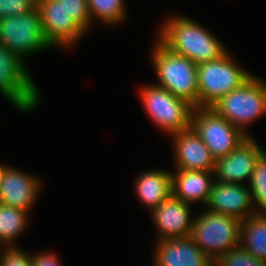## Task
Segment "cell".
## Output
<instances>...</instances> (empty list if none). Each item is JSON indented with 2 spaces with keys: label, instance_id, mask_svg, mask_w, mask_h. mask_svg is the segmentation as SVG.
Instances as JSON below:
<instances>
[{
  "label": "cell",
  "instance_id": "6da1fadb",
  "mask_svg": "<svg viewBox=\"0 0 266 266\" xmlns=\"http://www.w3.org/2000/svg\"><path fill=\"white\" fill-rule=\"evenodd\" d=\"M161 27L158 40L197 65L217 59L227 51L211 32L186 16L169 17Z\"/></svg>",
  "mask_w": 266,
  "mask_h": 266
},
{
  "label": "cell",
  "instance_id": "7a4b0ae2",
  "mask_svg": "<svg viewBox=\"0 0 266 266\" xmlns=\"http://www.w3.org/2000/svg\"><path fill=\"white\" fill-rule=\"evenodd\" d=\"M155 44L152 63L159 80L157 86L198 107L197 64L172 52L159 40Z\"/></svg>",
  "mask_w": 266,
  "mask_h": 266
},
{
  "label": "cell",
  "instance_id": "3957f363",
  "mask_svg": "<svg viewBox=\"0 0 266 266\" xmlns=\"http://www.w3.org/2000/svg\"><path fill=\"white\" fill-rule=\"evenodd\" d=\"M252 76L236 66L228 51L217 59L198 64V107H211Z\"/></svg>",
  "mask_w": 266,
  "mask_h": 266
},
{
  "label": "cell",
  "instance_id": "277c9868",
  "mask_svg": "<svg viewBox=\"0 0 266 266\" xmlns=\"http://www.w3.org/2000/svg\"><path fill=\"white\" fill-rule=\"evenodd\" d=\"M241 220L206 209L193 219L190 237L212 261L240 245Z\"/></svg>",
  "mask_w": 266,
  "mask_h": 266
},
{
  "label": "cell",
  "instance_id": "5b68a950",
  "mask_svg": "<svg viewBox=\"0 0 266 266\" xmlns=\"http://www.w3.org/2000/svg\"><path fill=\"white\" fill-rule=\"evenodd\" d=\"M211 108L248 136L246 125L266 112V84L252 76L241 87L221 97Z\"/></svg>",
  "mask_w": 266,
  "mask_h": 266
},
{
  "label": "cell",
  "instance_id": "8992f818",
  "mask_svg": "<svg viewBox=\"0 0 266 266\" xmlns=\"http://www.w3.org/2000/svg\"><path fill=\"white\" fill-rule=\"evenodd\" d=\"M140 97L152 121L169 135L191 128L194 106L157 85L142 87Z\"/></svg>",
  "mask_w": 266,
  "mask_h": 266
},
{
  "label": "cell",
  "instance_id": "52a82bcc",
  "mask_svg": "<svg viewBox=\"0 0 266 266\" xmlns=\"http://www.w3.org/2000/svg\"><path fill=\"white\" fill-rule=\"evenodd\" d=\"M24 60L0 43V93L23 112L35 109L40 92Z\"/></svg>",
  "mask_w": 266,
  "mask_h": 266
},
{
  "label": "cell",
  "instance_id": "ba28073f",
  "mask_svg": "<svg viewBox=\"0 0 266 266\" xmlns=\"http://www.w3.org/2000/svg\"><path fill=\"white\" fill-rule=\"evenodd\" d=\"M0 43L23 60L28 54L51 48L37 6L24 14L1 18Z\"/></svg>",
  "mask_w": 266,
  "mask_h": 266
},
{
  "label": "cell",
  "instance_id": "9c48e42d",
  "mask_svg": "<svg viewBox=\"0 0 266 266\" xmlns=\"http://www.w3.org/2000/svg\"><path fill=\"white\" fill-rule=\"evenodd\" d=\"M191 128L216 160L231 153L249 137L211 107H194Z\"/></svg>",
  "mask_w": 266,
  "mask_h": 266
},
{
  "label": "cell",
  "instance_id": "30bf717a",
  "mask_svg": "<svg viewBox=\"0 0 266 266\" xmlns=\"http://www.w3.org/2000/svg\"><path fill=\"white\" fill-rule=\"evenodd\" d=\"M36 6L40 11L44 35L51 47L69 48L86 33L68 14L60 0H40Z\"/></svg>",
  "mask_w": 266,
  "mask_h": 266
},
{
  "label": "cell",
  "instance_id": "8fae6325",
  "mask_svg": "<svg viewBox=\"0 0 266 266\" xmlns=\"http://www.w3.org/2000/svg\"><path fill=\"white\" fill-rule=\"evenodd\" d=\"M264 151L265 149L249 136L231 153L216 160L214 180L234 184H240L245 179L250 182L256 162Z\"/></svg>",
  "mask_w": 266,
  "mask_h": 266
},
{
  "label": "cell",
  "instance_id": "7c38bea8",
  "mask_svg": "<svg viewBox=\"0 0 266 266\" xmlns=\"http://www.w3.org/2000/svg\"><path fill=\"white\" fill-rule=\"evenodd\" d=\"M206 206L212 213L233 216L241 221L257 213L250 189L242 183L214 181Z\"/></svg>",
  "mask_w": 266,
  "mask_h": 266
},
{
  "label": "cell",
  "instance_id": "4fadbf2b",
  "mask_svg": "<svg viewBox=\"0 0 266 266\" xmlns=\"http://www.w3.org/2000/svg\"><path fill=\"white\" fill-rule=\"evenodd\" d=\"M189 205L171 195L151 211L158 233L160 232L158 240L185 238L191 235L193 219L190 216Z\"/></svg>",
  "mask_w": 266,
  "mask_h": 266
},
{
  "label": "cell",
  "instance_id": "5bb4252c",
  "mask_svg": "<svg viewBox=\"0 0 266 266\" xmlns=\"http://www.w3.org/2000/svg\"><path fill=\"white\" fill-rule=\"evenodd\" d=\"M40 186L39 179L6 166L0 182V204L29 212L37 200Z\"/></svg>",
  "mask_w": 266,
  "mask_h": 266
},
{
  "label": "cell",
  "instance_id": "9a60e30c",
  "mask_svg": "<svg viewBox=\"0 0 266 266\" xmlns=\"http://www.w3.org/2000/svg\"><path fill=\"white\" fill-rule=\"evenodd\" d=\"M171 136L176 158L175 169L214 171L216 159L192 128Z\"/></svg>",
  "mask_w": 266,
  "mask_h": 266
},
{
  "label": "cell",
  "instance_id": "2e32d148",
  "mask_svg": "<svg viewBox=\"0 0 266 266\" xmlns=\"http://www.w3.org/2000/svg\"><path fill=\"white\" fill-rule=\"evenodd\" d=\"M153 266H214L189 237L158 240Z\"/></svg>",
  "mask_w": 266,
  "mask_h": 266
},
{
  "label": "cell",
  "instance_id": "e0dca14e",
  "mask_svg": "<svg viewBox=\"0 0 266 266\" xmlns=\"http://www.w3.org/2000/svg\"><path fill=\"white\" fill-rule=\"evenodd\" d=\"M175 171L171 173L172 195L190 205L193 202L199 201L201 204L206 205L209 200L212 184L215 181L211 177L214 175V171L183 169H175Z\"/></svg>",
  "mask_w": 266,
  "mask_h": 266
},
{
  "label": "cell",
  "instance_id": "ac0fdd59",
  "mask_svg": "<svg viewBox=\"0 0 266 266\" xmlns=\"http://www.w3.org/2000/svg\"><path fill=\"white\" fill-rule=\"evenodd\" d=\"M136 180V194L151 211L172 195V174L169 172L151 170Z\"/></svg>",
  "mask_w": 266,
  "mask_h": 266
},
{
  "label": "cell",
  "instance_id": "d6986e66",
  "mask_svg": "<svg viewBox=\"0 0 266 266\" xmlns=\"http://www.w3.org/2000/svg\"><path fill=\"white\" fill-rule=\"evenodd\" d=\"M240 245L257 259L266 262V213L242 220Z\"/></svg>",
  "mask_w": 266,
  "mask_h": 266
},
{
  "label": "cell",
  "instance_id": "ffe728a7",
  "mask_svg": "<svg viewBox=\"0 0 266 266\" xmlns=\"http://www.w3.org/2000/svg\"><path fill=\"white\" fill-rule=\"evenodd\" d=\"M28 213L25 210L0 204V247L1 244L3 247L13 246L15 239L25 231Z\"/></svg>",
  "mask_w": 266,
  "mask_h": 266
},
{
  "label": "cell",
  "instance_id": "44dd1931",
  "mask_svg": "<svg viewBox=\"0 0 266 266\" xmlns=\"http://www.w3.org/2000/svg\"><path fill=\"white\" fill-rule=\"evenodd\" d=\"M91 21L99 19L102 23L116 24L126 15L124 0H87Z\"/></svg>",
  "mask_w": 266,
  "mask_h": 266
},
{
  "label": "cell",
  "instance_id": "7402d4cb",
  "mask_svg": "<svg viewBox=\"0 0 266 266\" xmlns=\"http://www.w3.org/2000/svg\"><path fill=\"white\" fill-rule=\"evenodd\" d=\"M249 184L253 205L258 206L257 213H266V150L258 158Z\"/></svg>",
  "mask_w": 266,
  "mask_h": 266
},
{
  "label": "cell",
  "instance_id": "603a6c76",
  "mask_svg": "<svg viewBox=\"0 0 266 266\" xmlns=\"http://www.w3.org/2000/svg\"><path fill=\"white\" fill-rule=\"evenodd\" d=\"M214 266H266V262L257 259L239 245L221 255Z\"/></svg>",
  "mask_w": 266,
  "mask_h": 266
},
{
  "label": "cell",
  "instance_id": "cb8c5ba5",
  "mask_svg": "<svg viewBox=\"0 0 266 266\" xmlns=\"http://www.w3.org/2000/svg\"><path fill=\"white\" fill-rule=\"evenodd\" d=\"M66 11L76 23L86 32L91 26L90 12L87 0H60Z\"/></svg>",
  "mask_w": 266,
  "mask_h": 266
},
{
  "label": "cell",
  "instance_id": "d4e9b609",
  "mask_svg": "<svg viewBox=\"0 0 266 266\" xmlns=\"http://www.w3.org/2000/svg\"><path fill=\"white\" fill-rule=\"evenodd\" d=\"M0 250V266H32V256L16 245Z\"/></svg>",
  "mask_w": 266,
  "mask_h": 266
},
{
  "label": "cell",
  "instance_id": "484cf974",
  "mask_svg": "<svg viewBox=\"0 0 266 266\" xmlns=\"http://www.w3.org/2000/svg\"><path fill=\"white\" fill-rule=\"evenodd\" d=\"M35 6L36 2L33 0H0V19L24 14Z\"/></svg>",
  "mask_w": 266,
  "mask_h": 266
},
{
  "label": "cell",
  "instance_id": "4316f807",
  "mask_svg": "<svg viewBox=\"0 0 266 266\" xmlns=\"http://www.w3.org/2000/svg\"><path fill=\"white\" fill-rule=\"evenodd\" d=\"M59 259L53 252L32 256V266H61Z\"/></svg>",
  "mask_w": 266,
  "mask_h": 266
},
{
  "label": "cell",
  "instance_id": "83f0119b",
  "mask_svg": "<svg viewBox=\"0 0 266 266\" xmlns=\"http://www.w3.org/2000/svg\"><path fill=\"white\" fill-rule=\"evenodd\" d=\"M5 168H6V165H1V163H0V182H1V177H2V174H3V172H4V170H5Z\"/></svg>",
  "mask_w": 266,
  "mask_h": 266
}]
</instances>
